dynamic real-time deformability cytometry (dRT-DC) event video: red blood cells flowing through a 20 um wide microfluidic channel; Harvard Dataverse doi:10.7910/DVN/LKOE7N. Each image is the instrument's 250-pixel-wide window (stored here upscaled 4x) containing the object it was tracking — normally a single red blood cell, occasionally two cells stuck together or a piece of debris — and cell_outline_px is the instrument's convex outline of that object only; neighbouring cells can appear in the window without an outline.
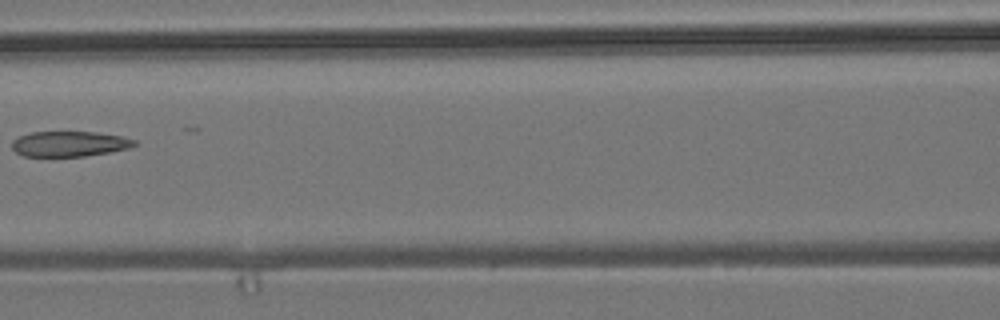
{"species": "common noctule bat (a hibernating species)", "species_latin": "Nyctalus noctula", "temperature_condition": "room temperature", "stored_images_in_passage": 6, "camera_frame_rate_fps": 3000, "um_per_image_px": 0.085, "animal": {"sex": "male", "body_mass_g": 19.2, "forearm_length_mm": 51.8}, "frame": {"image": 1, "passage_image": 4, "time_ms": 3.333, "image_size_px": [1000, 320], "cell_outline_px": [[136, 144], [128, 148], [108, 152], [84, 156], [24, 156], [16, 152], [12, 148], [12, 140], [20, 136], [32, 132], [96, 132], [120, 136], [136, 140]], "centroid_in_image_um": [5.87, 12.22], "position_along_channel_um": 160.7, "area_um2": 17.86}}
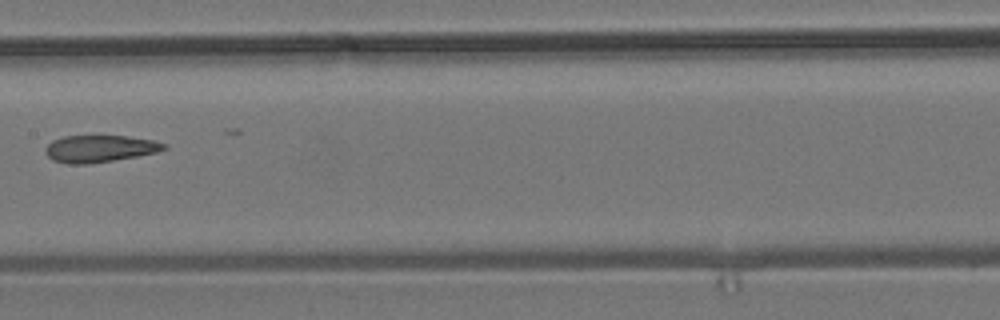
{"frame": {"image": 2, "passage_image": 5, "time_ms": 4.333, "image_size_px": [1000, 320], "cell_outline_px": [[168, 148], [156, 152], [136, 156], [88, 164], [68, 164], [52, 160], [44, 152], [44, 148], [52, 140], [64, 136], [124, 136], [152, 140], [168, 144]], "centroid_in_image_um": [8.44, 12.64], "position_along_channel_um": 199.0, "area_um2": 18.61}}